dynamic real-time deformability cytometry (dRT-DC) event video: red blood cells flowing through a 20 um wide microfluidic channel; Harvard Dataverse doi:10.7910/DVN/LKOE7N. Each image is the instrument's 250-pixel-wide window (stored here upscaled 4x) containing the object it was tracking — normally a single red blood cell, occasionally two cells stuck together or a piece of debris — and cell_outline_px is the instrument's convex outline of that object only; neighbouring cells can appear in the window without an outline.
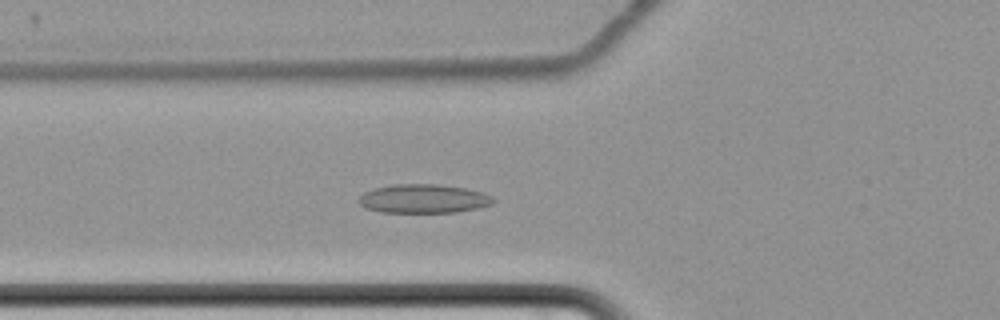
{"species": "common noctule bat (a hibernating species)", "species_latin": "Nyctalus noctula", "temperature_condition": "cold", "stored_images_in_passage": 45, "camera_frame_rate_fps": 3000, "um_per_image_px": 0.085, "animal": {"sex": "female", "body_mass_g": 22.7, "forearm_length_mm": 54.2}, "frame": {"image": 1, "passage_image": 7, "time_ms": 2.0, "image_size_px": [1000, 320], "cell_outline_px": [[496, 200], [492, 204], [476, 208], [456, 212], [380, 212], [368, 208], [360, 204], [360, 196], [364, 192], [372, 188], [392, 184], [436, 184], [464, 188], [484, 192], [492, 196]], "centroid_in_image_um": [36.01, 16.88], "position_along_channel_um": 89.8, "area_um2": 22.54}}
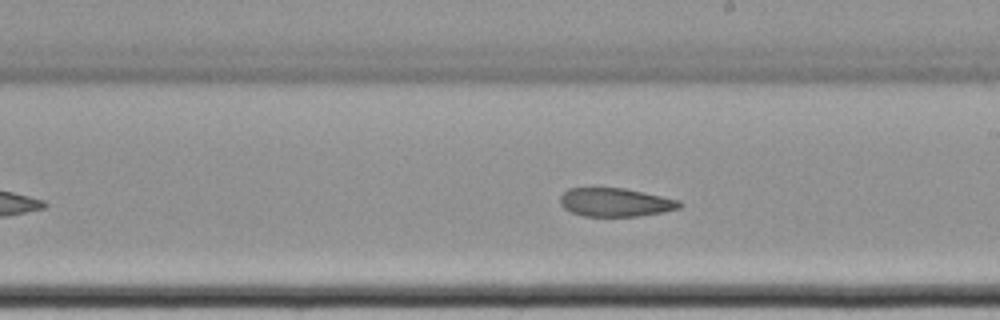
{"frame": {"image": 2, "passage_image": 20, "time_ms": 6.333, "image_size_px": [1000, 320], "cell_outline_px": [[684, 204], [680, 208], [664, 212], [640, 216], [584, 216], [572, 212], [564, 208], [560, 204], [560, 196], [568, 188], [624, 188], [644, 192], [680, 200]], "centroid_in_image_um": [52.34, 17.2], "position_along_channel_um": 236.7, "area_um2": 19.94}}
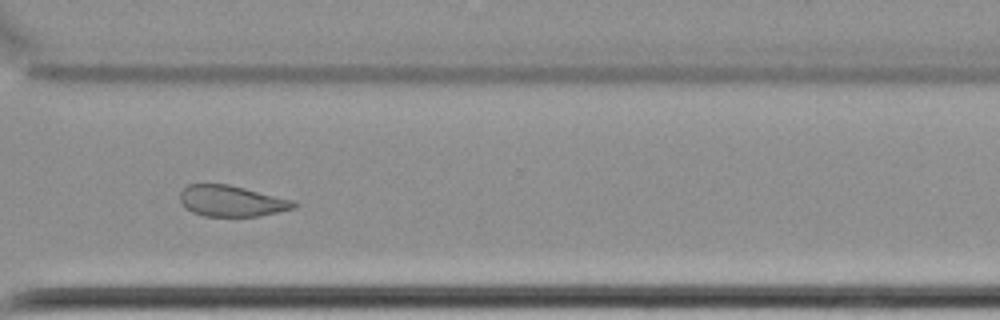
{"frame": {"image": 3, "passage_image": 30, "time_ms": 9.667, "image_size_px": [1000, 320], "cell_outline_px": [[296, 208], [260, 216], [204, 216], [192, 212], [180, 200], [180, 192], [188, 184], [228, 184], [296, 200]], "centroid_in_image_um": [19.73, 17.08], "position_along_channel_um": 350.9, "area_um2": 20.58}}